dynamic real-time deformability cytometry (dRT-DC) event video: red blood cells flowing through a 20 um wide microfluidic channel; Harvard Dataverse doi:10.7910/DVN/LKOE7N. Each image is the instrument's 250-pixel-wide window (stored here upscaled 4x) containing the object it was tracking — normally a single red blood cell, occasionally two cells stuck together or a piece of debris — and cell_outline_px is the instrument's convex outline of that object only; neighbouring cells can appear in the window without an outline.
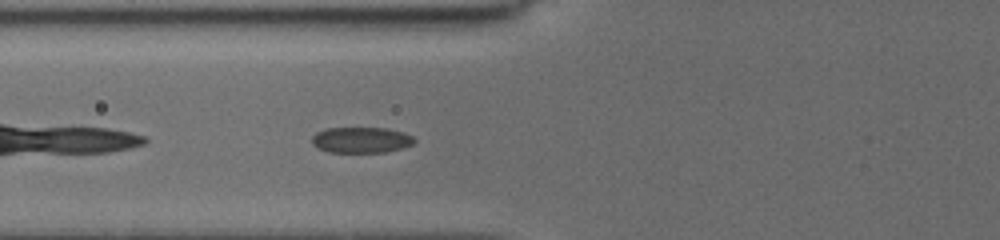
{"species": "common noctule bat (a hibernating species)", "species_latin": "Nyctalus noctula", "temperature_condition": "cold", "stored_images_in_passage": 23, "camera_frame_rate_fps": 3000, "um_per_image_px": 0.085, "animal": {"sex": "female", "body_mass_g": 19.5, "forearm_length_mm": 54.1}, "frame": {"image": 1, "passage_image": 5, "time_ms": 0.667, "image_size_px": [1000, 240], "cell_outline_px": [[416, 140], [412, 144], [400, 148], [384, 152], [328, 152], [312, 144], [312, 136], [316, 132], [324, 128], [384, 128], [404, 132], [412, 136]], "centroid_in_image_um": [30.67, 11.89], "position_along_channel_um": 95.1, "area_um2": 15.32}}
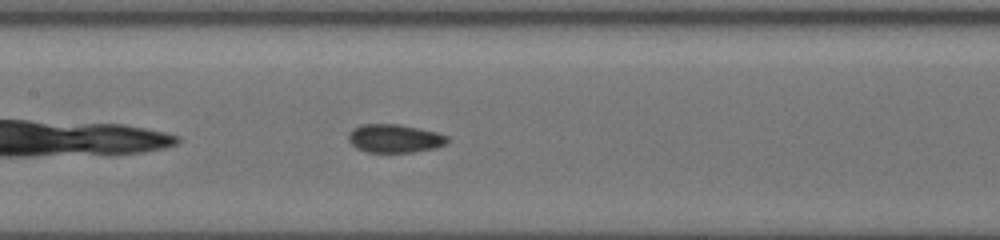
{"frame": {"image": 2, "passage_image": 14, "time_ms": 2.667, "image_size_px": [1000, 240], "cell_outline_px": [[448, 140], [444, 144], [436, 148], [412, 152], [368, 152], [356, 148], [348, 140], [348, 136], [352, 128], [364, 124], [396, 124], [436, 132], [448, 136]], "centroid_in_image_um": [33.52, 11.77], "position_along_channel_um": 173.9, "area_um2": 16.18}}
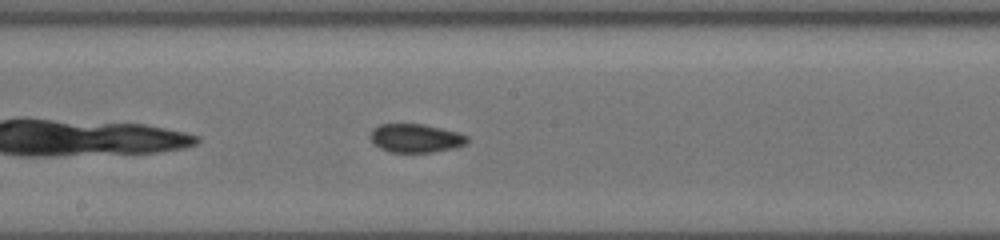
{"frame": {"image": 3, "passage_image": 19, "time_ms": 3.667, "image_size_px": [1000, 240], "cell_outline_px": [[468, 140], [464, 144], [456, 148], [432, 152], [388, 152], [380, 148], [372, 140], [372, 128], [380, 124], [424, 124], [456, 132], [468, 136]], "centroid_in_image_um": [35.34, 11.75], "position_along_channel_um": 212.9, "area_um2": 15.95}}